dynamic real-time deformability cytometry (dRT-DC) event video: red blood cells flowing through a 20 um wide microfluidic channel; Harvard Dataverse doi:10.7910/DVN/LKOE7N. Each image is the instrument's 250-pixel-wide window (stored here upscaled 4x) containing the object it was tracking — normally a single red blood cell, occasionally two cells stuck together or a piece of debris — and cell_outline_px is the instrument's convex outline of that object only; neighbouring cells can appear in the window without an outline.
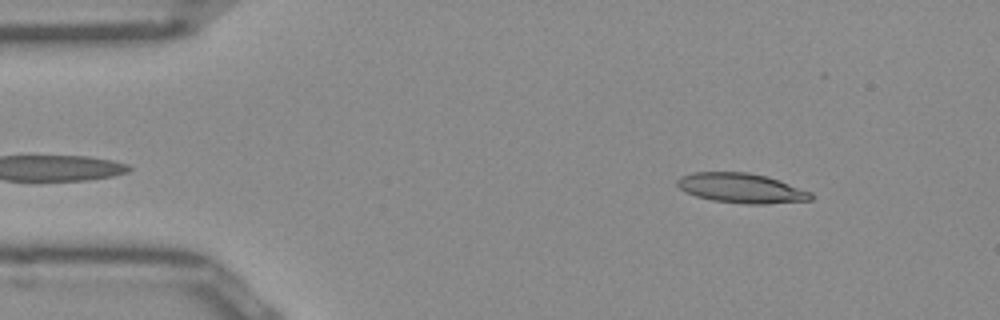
{"species": "Egyptian fruit bat (a non-hibernating species)", "species_latin": "Rousettus aegyptiacus", "temperature_condition": "room temperature", "stored_images_in_passage": 48, "camera_frame_rate_fps": 3000, "um_per_image_px": 0.085, "frame": {"image": 1, "passage_image": 4, "time_ms": 1.0, "image_size_px": [1000, 320], "cell_outline_px": [[812, 200], [768, 204], [744, 204], [712, 200], [696, 196], [680, 188], [676, 184], [676, 180], [680, 176], [692, 172], [748, 172], [768, 176], [780, 180], [812, 192]], "centroid_in_image_um": [63.03, 15.98], "position_along_channel_um": 22.0, "area_um2": 23.35}}
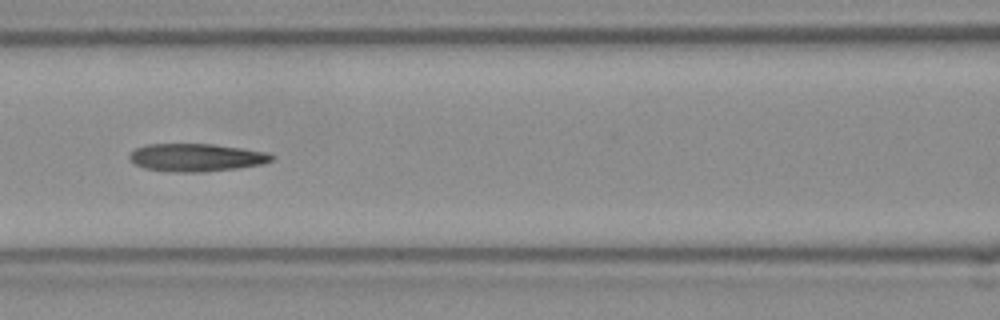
{"frame": {"image": 2, "passage_image": 19, "time_ms": 6.0, "image_size_px": [1000, 320], "cell_outline_px": [[276, 156], [272, 160], [260, 164], [236, 168], [204, 172], [180, 172], [148, 168], [136, 164], [128, 156], [136, 148], [144, 144], [212, 144], [240, 148], [264, 152]], "centroid_in_image_um": [16.69, 13.38], "position_along_channel_um": 149.9, "area_um2": 22.6}}
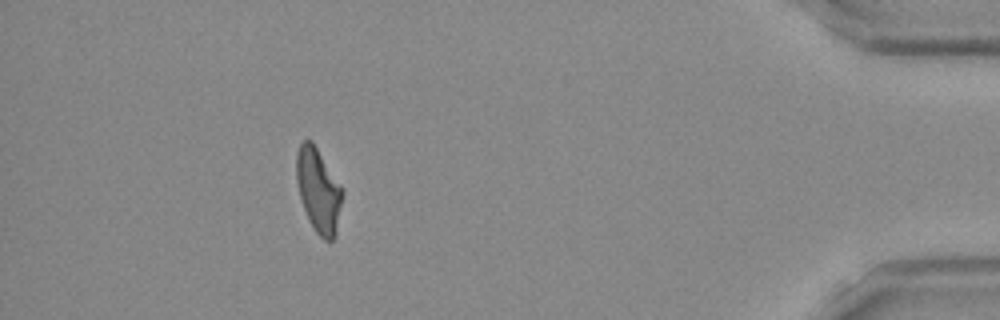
{"frame": {"image": 3, "passage_image": 43, "time_ms": 14.0, "image_size_px": [1000, 320], "cell_outline_px": [[344, 192], [336, 236], [332, 240], [324, 240], [316, 232], [304, 208], [300, 196], [296, 180], [296, 152], [300, 144], [304, 140], [312, 140], [344, 188]], "centroid_in_image_um": [27.1, 16.15], "position_along_channel_um": 408.1, "area_um2": 22.72}, "authors_computed_cell_mechanics": {"area_um2": 22.7154, "velocity_mm_per_s": 3.9632, "shape_relaxation_time_tau1_ms": 6.3837, "shape_relaxation_time_tau2_ms": 1.7773, "deformation_change_tau1": 0.2027, "deformation_change_tau2": 0.1149}}